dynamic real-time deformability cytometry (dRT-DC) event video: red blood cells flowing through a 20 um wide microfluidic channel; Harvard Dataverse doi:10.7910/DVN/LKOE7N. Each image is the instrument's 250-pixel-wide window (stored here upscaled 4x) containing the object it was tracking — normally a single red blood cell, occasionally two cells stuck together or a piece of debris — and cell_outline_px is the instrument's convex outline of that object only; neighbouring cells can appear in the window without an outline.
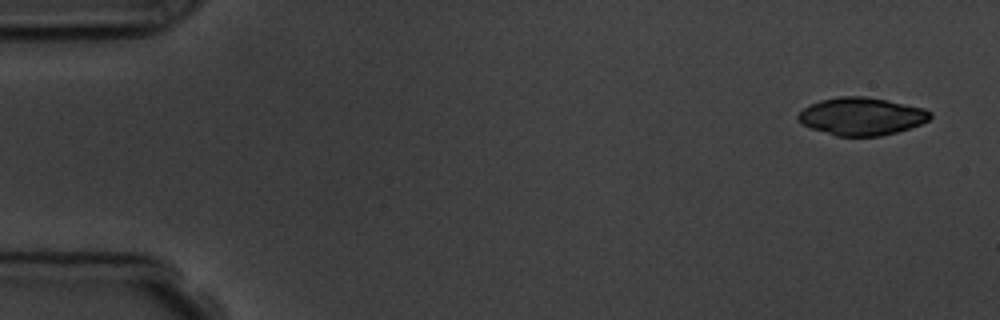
{"species": "common noctule bat (a hibernating species)", "species_latin": "Nyctalus noctula", "temperature_condition": "room temperature", "stored_images_in_passage": 9, "camera_frame_rate_fps": 3000, "um_per_image_px": 0.085, "animal": {"sex": "male", "body_mass_g": 19.5, "forearm_length_mm": 54.6}, "frame": {"image": 1, "passage_image": 1, "time_ms": 0.0, "image_size_px": [1000, 320], "cell_outline_px": [[932, 116], [928, 120], [920, 124], [896, 132], [880, 136], [836, 136], [812, 128], [796, 120], [796, 116], [804, 108], [820, 100], [840, 96], [864, 96], [888, 100], [924, 108], [932, 112]], "centroid_in_image_um": [73.24, 9.88], "position_along_channel_um": 11.8, "area_um2": 28.9}}